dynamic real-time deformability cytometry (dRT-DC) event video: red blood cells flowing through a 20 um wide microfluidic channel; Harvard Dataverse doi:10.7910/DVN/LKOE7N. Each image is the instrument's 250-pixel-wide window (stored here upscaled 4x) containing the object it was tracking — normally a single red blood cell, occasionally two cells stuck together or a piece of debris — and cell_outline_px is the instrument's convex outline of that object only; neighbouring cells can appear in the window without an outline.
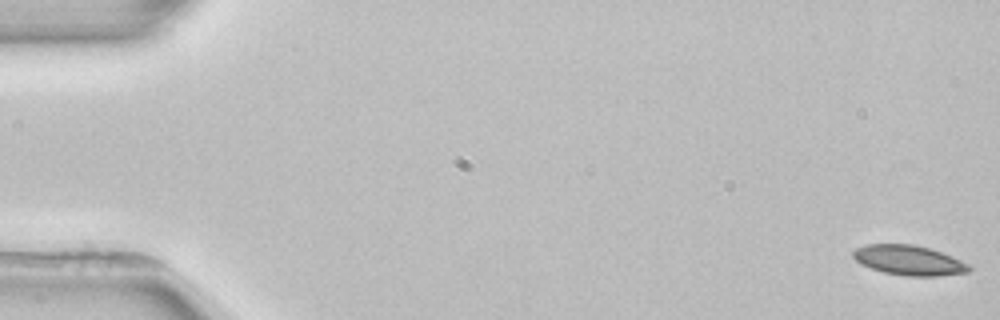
{"species": "common noctule bat (a hibernating species)", "species_latin": "Nyctalus noctula", "temperature_condition": "room temperature", "stored_images_in_passage": 4, "camera_frame_rate_fps": 3000, "um_per_image_px": 0.085, "animal": {"sex": "female", "body_mass_g": 22.7, "forearm_length_mm": 54.2}, "frame": {"image": 1, "passage_image": 1, "time_ms": 0.0, "image_size_px": [1000, 320], "cell_outline_px": [[972, 268], [968, 272], [940, 276], [904, 276], [884, 272], [860, 264], [852, 256], [852, 252], [856, 248], [868, 244], [912, 244], [928, 248], [952, 256], [968, 264]], "centroid_in_image_um": [77.25, 22.13], "position_along_channel_um": 7.8, "area_um2": 20.11}}
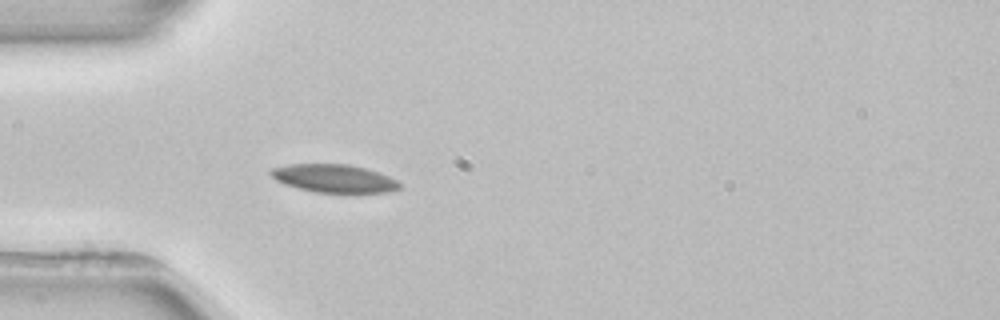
{"frame": {"image": 2, "passage_image": 4, "time_ms": 5.0, "image_size_px": [1000, 320], "cell_outline_px": [[400, 188], [388, 192], [316, 192], [284, 184], [276, 180], [268, 172], [272, 168], [288, 164], [348, 164], [380, 172], [396, 180], [400, 184]], "centroid_in_image_um": [28.38, 15.15], "position_along_channel_um": 56.6, "area_um2": 20.87}}